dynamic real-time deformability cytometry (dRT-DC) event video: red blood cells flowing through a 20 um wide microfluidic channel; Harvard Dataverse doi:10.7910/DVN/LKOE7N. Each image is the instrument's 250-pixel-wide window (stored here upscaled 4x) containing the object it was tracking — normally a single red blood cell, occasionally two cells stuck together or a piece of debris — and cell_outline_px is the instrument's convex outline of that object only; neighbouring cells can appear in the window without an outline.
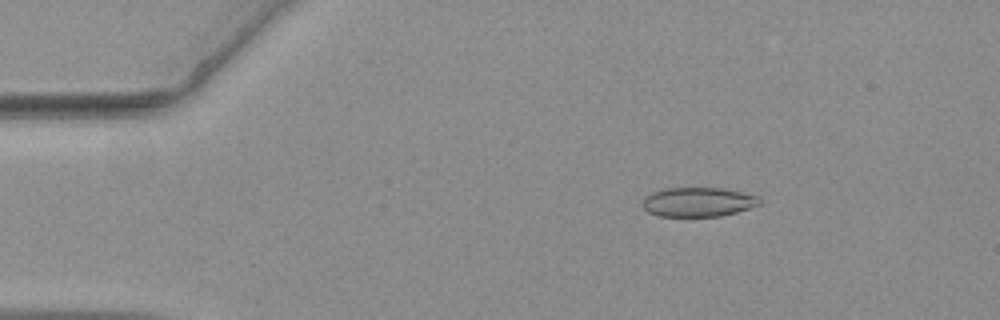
{"species": "common noctule bat (a hibernating species)", "species_latin": "Nyctalus noctula", "temperature_condition": "warm", "stored_images_in_passage": 56, "camera_frame_rate_fps": 3000, "um_per_image_px": 0.085, "animal": {"sex": "female", "body_mass_g": 19.3, "forearm_length_mm": 54.1}, "frame": {"image": 1, "passage_image": 9, "time_ms": 2.667, "image_size_px": [1000, 320], "cell_outline_px": [[760, 204], [736, 212], [720, 216], [660, 216], [648, 212], [640, 204], [644, 196], [652, 192], [664, 188], [724, 188], [760, 196]], "centroid_in_image_um": [59.31, 17.16], "position_along_channel_um": 25.7, "area_um2": 20.11}}
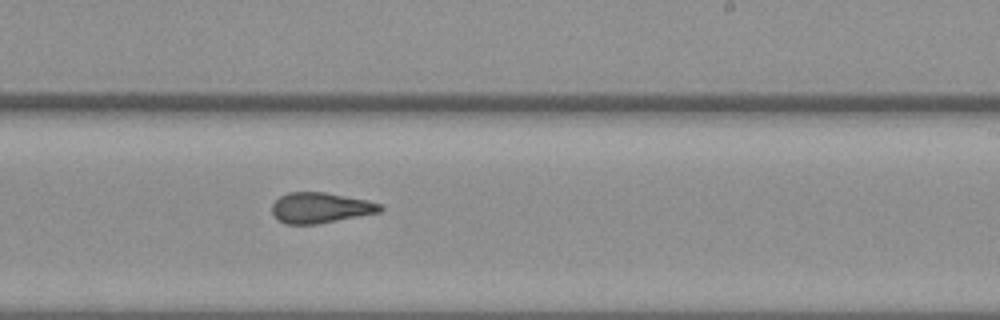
{"frame": {"image": 2, "passage_image": 34, "time_ms": 11.0, "image_size_px": [1000, 320], "cell_outline_px": [[384, 208], [380, 212], [316, 224], [284, 224], [276, 220], [272, 216], [272, 204], [280, 196], [288, 192], [324, 192], [368, 200], [380, 204]], "centroid_in_image_um": [27.19, 17.66], "position_along_channel_um": 261.8, "area_um2": 19.31}}
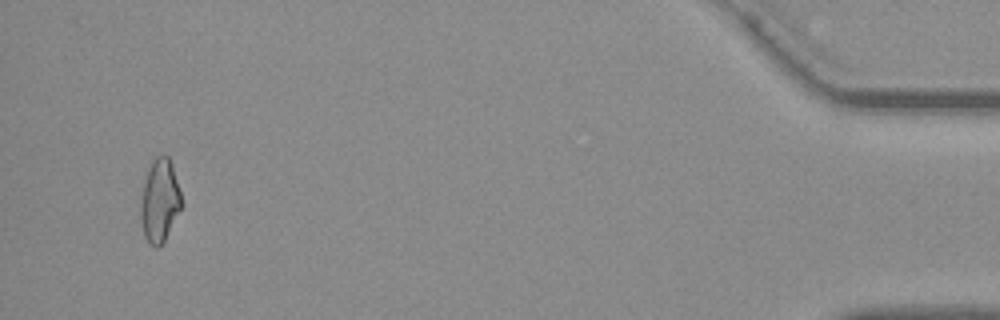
{"frame": {"image": 3, "passage_image": 54, "time_ms": 17.667, "image_size_px": [1000, 320], "cell_outline_px": [[180, 208], [160, 248], [156, 248], [148, 244], [144, 236], [140, 216], [140, 204], [144, 184], [148, 168], [152, 160], [156, 156], [168, 156], [172, 164], [180, 192]], "centroid_in_image_um": [13.54, 17.08], "position_along_channel_um": 421.7, "area_um2": 19.36}, "authors_computed_cell_mechanics": {"area_um2": 20.0566, "velocity_mm_per_s": 3.6612, "shape_relaxation_time_tau1_ms": null, "shape_relaxation_time_tau2_ms": 2.426, "deformation_change_tau1": null, "deformation_change_tau2": 0.0936}}